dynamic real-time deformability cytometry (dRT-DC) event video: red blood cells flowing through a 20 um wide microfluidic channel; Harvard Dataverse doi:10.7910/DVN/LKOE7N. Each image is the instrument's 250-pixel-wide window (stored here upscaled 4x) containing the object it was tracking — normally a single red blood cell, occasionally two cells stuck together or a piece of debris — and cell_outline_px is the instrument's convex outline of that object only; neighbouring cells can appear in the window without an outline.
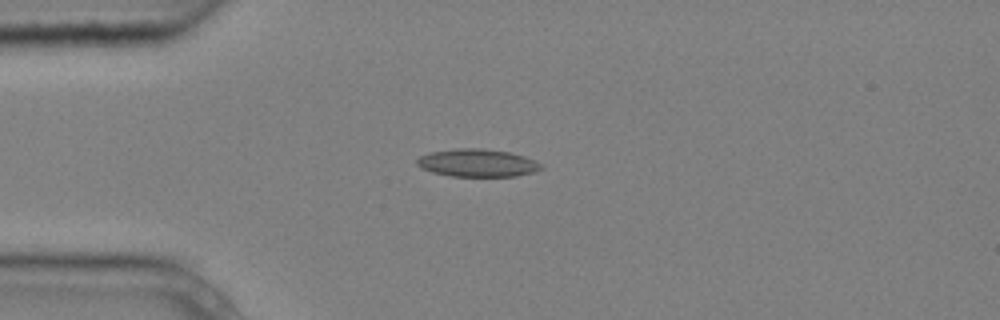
{"species": "common noctule bat (a hibernating species)", "species_latin": "Nyctalus noctula", "temperature_condition": "cold", "stored_images_in_passage": 7, "camera_frame_rate_fps": 3000, "um_per_image_px": 0.085, "animal": {"sex": "male", "body_mass_g": 20.4}, "frame": {"image": 1, "passage_image": 4, "time_ms": 1.0, "image_size_px": [1000, 320], "cell_outline_px": [[544, 168], [536, 172], [516, 176], [452, 176], [432, 172], [420, 168], [416, 164], [416, 160], [420, 156], [432, 152], [456, 148], [484, 148], [508, 152], [524, 156], [536, 160]], "centroid_in_image_um": [40.6, 13.85], "position_along_channel_um": 44.4, "area_um2": 20.17}}
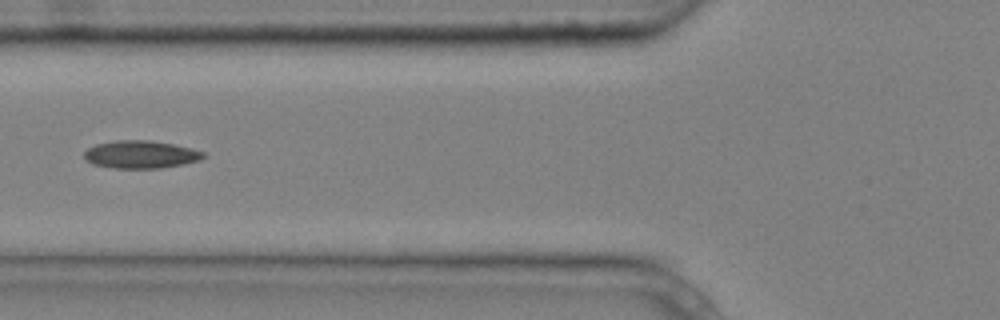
{"frame": {"image": 2, "passage_image": 6, "time_ms": 1.667, "image_size_px": [1000, 320], "cell_outline_px": [[208, 156], [200, 160], [184, 164], [160, 168], [112, 168], [92, 164], [84, 160], [84, 152], [88, 148], [96, 144], [116, 140], [148, 140], [172, 144], [192, 148], [204, 152]], "centroid_in_image_um": [11.96, 13.13], "position_along_channel_um": 113.8, "area_um2": 19.42}}